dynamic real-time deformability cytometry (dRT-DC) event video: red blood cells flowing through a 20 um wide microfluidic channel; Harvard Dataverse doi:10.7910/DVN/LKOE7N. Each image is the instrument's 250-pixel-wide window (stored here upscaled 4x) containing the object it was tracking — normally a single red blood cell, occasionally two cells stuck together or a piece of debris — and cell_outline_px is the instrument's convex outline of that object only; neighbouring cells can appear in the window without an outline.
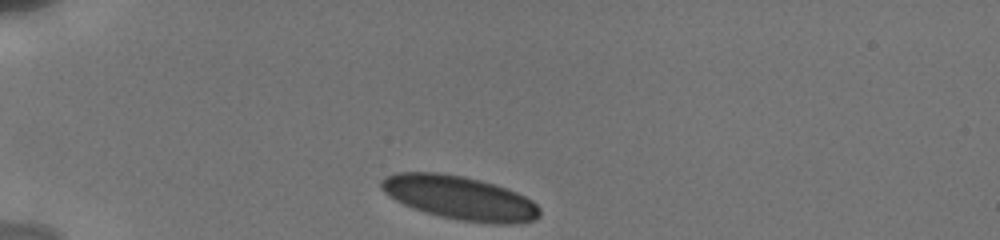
{"species": "human", "species_latin": "Homo sapiens", "temperature_condition": "cold", "stored_images_in_passage": 19, "camera_frame_rate_fps": 3000, "um_per_image_px": 0.085, "donor": {"sex": "male"}, "frame": {"image": 1, "passage_image": 1, "time_ms": 0.0, "image_size_px": [1000, 240], "cell_outline_px": [[540, 216], [536, 220], [520, 224], [496, 224], [460, 220], [440, 216], [424, 212], [412, 208], [388, 196], [380, 188], [380, 180], [384, 176], [396, 172], [440, 172], [464, 176], [480, 180], [516, 192], [532, 200], [540, 208]], "centroid_in_image_um": [39.06, 16.82], "position_along_channel_um": 45.9, "area_um2": 40.63}}
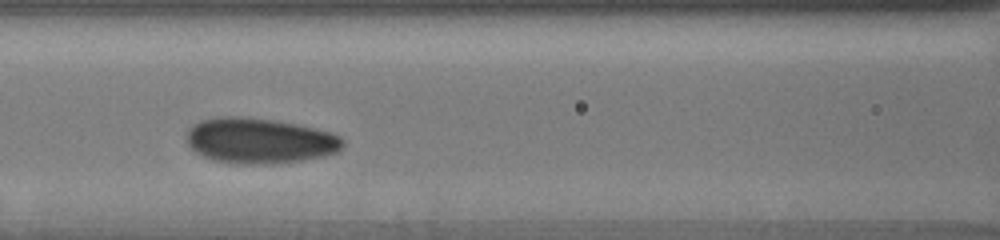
{"frame": {"image": 2, "passage_image": 14, "time_ms": 3.667, "image_size_px": [1000, 240], "cell_outline_px": [[344, 144], [336, 152], [324, 156], [300, 160], [272, 164], [236, 164], [212, 160], [196, 152], [188, 144], [188, 128], [192, 124], [200, 120], [220, 116], [240, 116], [272, 120], [296, 124], [316, 128], [332, 132], [340, 136], [344, 140]], "centroid_in_image_um": [22.06, 11.96], "position_along_channel_um": 144.5, "area_um2": 41.5}}
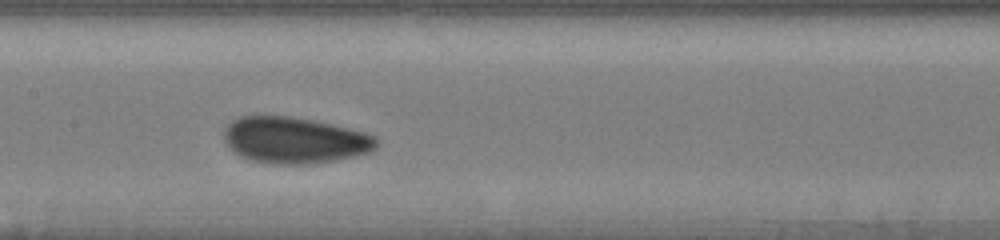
{"frame": {"image": 3, "passage_image": 18, "time_ms": 4.667, "image_size_px": [1000, 240], "cell_outline_px": [[380, 140], [376, 148], [368, 152], [356, 156], [332, 160], [304, 164], [272, 164], [252, 160], [240, 156], [224, 140], [224, 128], [232, 120], [240, 116], [288, 116], [312, 120], [332, 124], [364, 132], [376, 136]], "centroid_in_image_um": [25.05, 11.91], "position_along_channel_um": 182.3, "area_um2": 40.98}}